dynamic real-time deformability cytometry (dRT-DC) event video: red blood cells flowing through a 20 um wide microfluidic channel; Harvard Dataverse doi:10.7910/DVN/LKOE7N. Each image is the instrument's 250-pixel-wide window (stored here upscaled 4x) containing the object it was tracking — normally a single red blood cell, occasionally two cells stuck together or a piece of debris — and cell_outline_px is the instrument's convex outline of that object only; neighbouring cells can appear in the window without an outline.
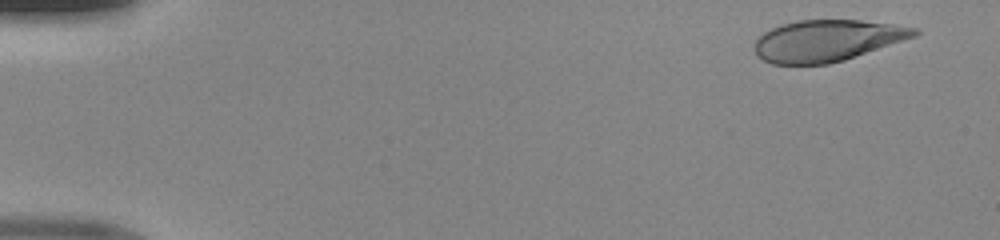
{"species": "human", "species_latin": "Homo sapiens", "temperature_condition": "room temperature", "stored_images_in_passage": 19, "camera_frame_rate_fps": 3000, "um_per_image_px": 0.085, "donor": {"sex": "male"}, "frame": {"image": 1, "passage_image": 3, "time_ms": 0.667, "image_size_px": [1000, 240], "cell_outline_px": [[920, 32], [916, 36], [844, 60], [828, 64], [772, 64], [756, 56], [756, 40], [764, 32], [772, 28], [796, 20], [860, 20], [916, 28]], "centroid_in_image_um": [70.28, 3.45], "position_along_channel_um": 14.7, "area_um2": 38.15}}
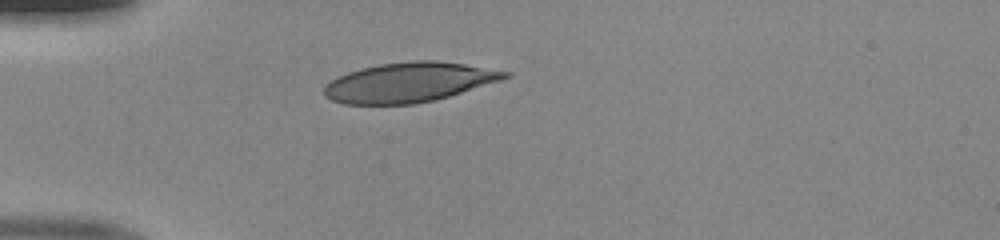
{"frame": {"image": 2, "passage_image": 14, "time_ms": 4.333, "image_size_px": [1000, 240], "cell_outline_px": [[508, 76], [500, 80], [448, 96], [432, 100], [412, 104], [344, 104], [332, 100], [324, 96], [324, 88], [332, 80], [348, 72], [380, 64], [412, 60], [436, 60], [464, 64], [508, 72]], "centroid_in_image_um": [34.72, 6.99], "position_along_channel_um": 50.3, "area_um2": 40.98}}